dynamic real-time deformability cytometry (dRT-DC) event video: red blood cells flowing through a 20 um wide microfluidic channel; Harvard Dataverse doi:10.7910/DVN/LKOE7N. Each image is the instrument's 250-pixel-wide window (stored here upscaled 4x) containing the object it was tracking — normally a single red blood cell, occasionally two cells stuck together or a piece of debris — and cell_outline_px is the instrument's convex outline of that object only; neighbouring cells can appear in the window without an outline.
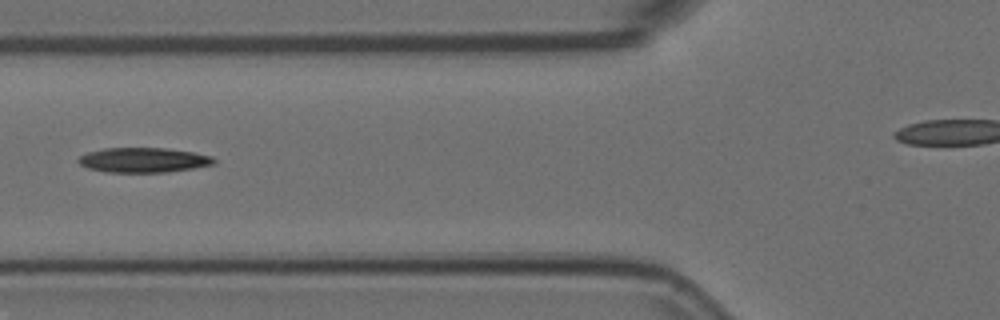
{"species": "Egyptian fruit bat (a non-hibernating species)", "species_latin": "Rousettus aegyptiacus", "temperature_condition": "room temperature", "stored_images_in_passage": 6, "camera_frame_rate_fps": 3000, "um_per_image_px": 0.085, "animal": {"sex": "female"}, "frame": {"image": 1, "passage_image": 3, "time_ms": 0.667, "image_size_px": [1000, 320], "cell_outline_px": [[216, 164], [168, 172], [104, 172], [88, 168], [80, 164], [76, 160], [80, 156], [88, 152], [104, 148], [168, 148], [192, 152], [212, 156], [216, 160]], "centroid_in_image_um": [12.19, 13.6], "position_along_channel_um": 113.6, "area_um2": 19.65}}
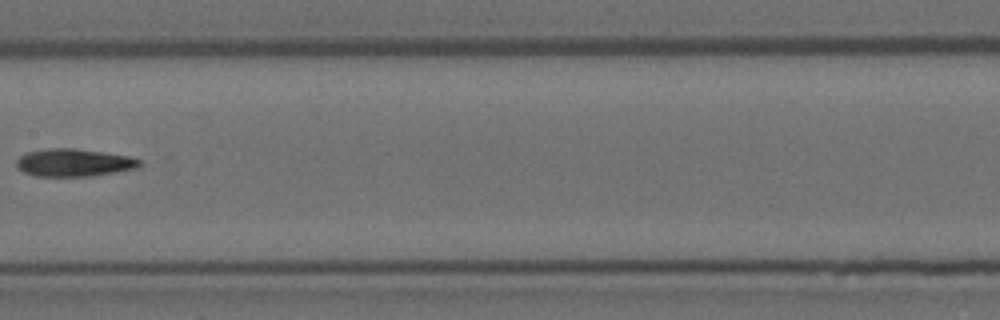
{"frame": {"image": 2, "passage_image": 5, "time_ms": 1.333, "image_size_px": [1000, 320], "cell_outline_px": [[140, 168], [92, 176], [36, 176], [24, 172], [16, 164], [16, 160], [20, 156], [28, 152], [48, 148], [72, 148], [104, 152], [128, 156], [140, 160]], "centroid_in_image_um": [6.3, 13.82], "position_along_channel_um": 201.1, "area_um2": 19.77}}
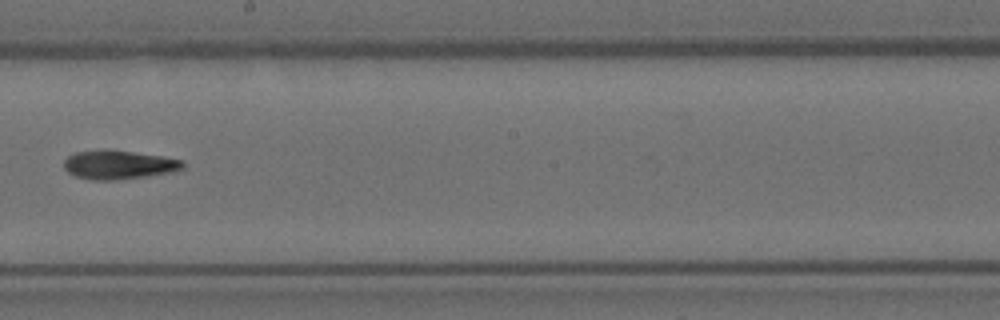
{"frame": {"image": 3, "passage_image": 6, "time_ms": 1.667, "image_size_px": [1000, 320], "cell_outline_px": [[184, 168], [168, 172], [148, 176], [112, 180], [92, 180], [76, 176], [68, 172], [64, 168], [64, 160], [68, 156], [76, 152], [132, 152], [164, 156], [184, 160]], "centroid_in_image_um": [10.12, 14.03], "position_along_channel_um": 238.1, "area_um2": 19.25}}